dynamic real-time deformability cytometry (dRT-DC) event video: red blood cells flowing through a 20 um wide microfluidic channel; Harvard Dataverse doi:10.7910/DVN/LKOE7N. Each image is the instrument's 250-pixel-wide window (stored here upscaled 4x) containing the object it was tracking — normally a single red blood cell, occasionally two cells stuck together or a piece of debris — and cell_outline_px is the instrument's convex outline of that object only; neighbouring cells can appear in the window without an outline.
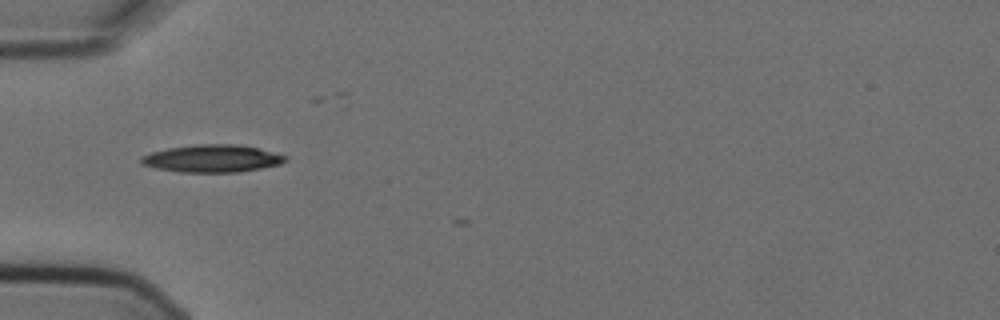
{"species": "Egyptian fruit bat (a non-hibernating species)", "species_latin": "Rousettus aegyptiacus", "temperature_condition": "cold", "stored_images_in_passage": 4, "camera_frame_rate_fps": 3000, "um_per_image_px": 0.085, "animal": {"sex": "female"}, "frame": {"image": 1, "passage_image": 1, "time_ms": 0.0, "image_size_px": [1000, 320], "cell_outline_px": [[288, 160], [280, 164], [240, 172], [180, 172], [156, 168], [144, 164], [140, 160], [140, 156], [152, 152], [168, 148], [196, 144], [236, 144], [256, 148], [288, 156]], "centroid_in_image_um": [18.04, 13.47], "position_along_channel_um": 67.0, "area_um2": 22.95}}
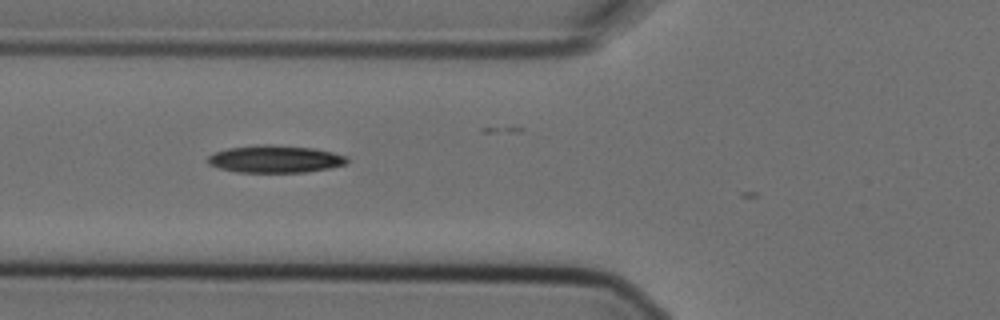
{"frame": {"image": 2, "passage_image": 2, "time_ms": 0.333, "image_size_px": [1000, 320], "cell_outline_px": [[348, 160], [344, 164], [328, 168], [308, 172], [240, 172], [220, 168], [208, 164], [208, 156], [216, 152], [228, 148], [260, 144], [264, 144], [316, 148], [348, 156]], "centroid_in_image_um": [23.4, 13.51], "position_along_channel_um": 102.4, "area_um2": 22.08}}
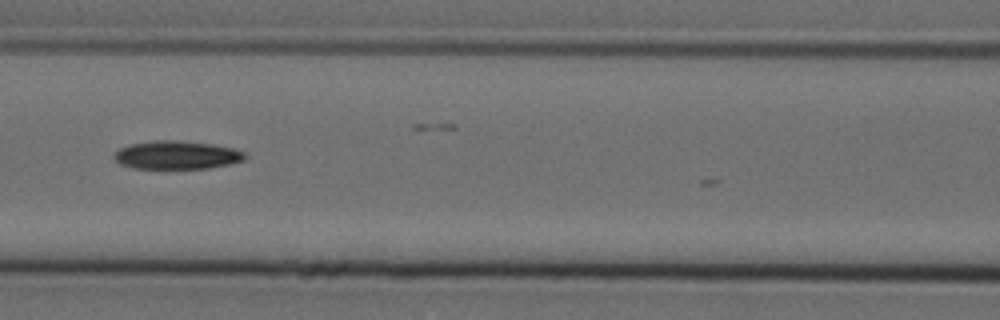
{"frame": {"image": 3, "passage_image": 3, "time_ms": 0.667, "image_size_px": [1000, 320], "cell_outline_px": [[248, 156], [244, 160], [228, 164], [208, 168], [132, 168], [120, 164], [112, 156], [120, 148], [132, 144], [152, 140], [172, 140], [212, 144], [232, 148], [244, 152]], "centroid_in_image_um": [15.02, 13.18], "position_along_channel_um": 151.6, "area_um2": 21.39}}